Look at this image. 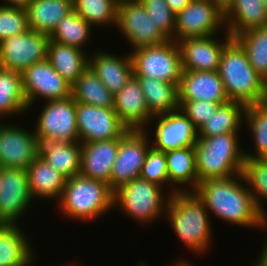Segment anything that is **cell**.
I'll return each mask as SVG.
<instances>
[{"label":"cell","mask_w":267,"mask_h":266,"mask_svg":"<svg viewBox=\"0 0 267 266\" xmlns=\"http://www.w3.org/2000/svg\"><path fill=\"white\" fill-rule=\"evenodd\" d=\"M193 192L217 219L245 228L267 227L243 174L200 182Z\"/></svg>","instance_id":"cell-1"},{"label":"cell","mask_w":267,"mask_h":266,"mask_svg":"<svg viewBox=\"0 0 267 266\" xmlns=\"http://www.w3.org/2000/svg\"><path fill=\"white\" fill-rule=\"evenodd\" d=\"M165 215L176 236L191 253L202 254L209 250L213 233L212 214L194 192L170 195Z\"/></svg>","instance_id":"cell-2"},{"label":"cell","mask_w":267,"mask_h":266,"mask_svg":"<svg viewBox=\"0 0 267 266\" xmlns=\"http://www.w3.org/2000/svg\"><path fill=\"white\" fill-rule=\"evenodd\" d=\"M239 133L198 138L194 146L198 183L242 174L245 155Z\"/></svg>","instance_id":"cell-3"},{"label":"cell","mask_w":267,"mask_h":266,"mask_svg":"<svg viewBox=\"0 0 267 266\" xmlns=\"http://www.w3.org/2000/svg\"><path fill=\"white\" fill-rule=\"evenodd\" d=\"M218 72L229 101L245 106L266 101L263 78L251 66L245 51L234 39L221 53Z\"/></svg>","instance_id":"cell-4"},{"label":"cell","mask_w":267,"mask_h":266,"mask_svg":"<svg viewBox=\"0 0 267 266\" xmlns=\"http://www.w3.org/2000/svg\"><path fill=\"white\" fill-rule=\"evenodd\" d=\"M113 197L114 192L107 183L79 174L66 179L57 206L65 217L87 222L115 209Z\"/></svg>","instance_id":"cell-5"},{"label":"cell","mask_w":267,"mask_h":266,"mask_svg":"<svg viewBox=\"0 0 267 266\" xmlns=\"http://www.w3.org/2000/svg\"><path fill=\"white\" fill-rule=\"evenodd\" d=\"M163 188L140 177L135 178L114 191L113 207H119L122 213L124 211L143 225L156 222L164 216L170 198Z\"/></svg>","instance_id":"cell-6"},{"label":"cell","mask_w":267,"mask_h":266,"mask_svg":"<svg viewBox=\"0 0 267 266\" xmlns=\"http://www.w3.org/2000/svg\"><path fill=\"white\" fill-rule=\"evenodd\" d=\"M130 55L135 77H150L179 86L182 66L180 49L175 40L138 48Z\"/></svg>","instance_id":"cell-7"},{"label":"cell","mask_w":267,"mask_h":266,"mask_svg":"<svg viewBox=\"0 0 267 266\" xmlns=\"http://www.w3.org/2000/svg\"><path fill=\"white\" fill-rule=\"evenodd\" d=\"M226 29L224 8L215 0H191L175 17L174 40L207 37ZM220 29V30H219Z\"/></svg>","instance_id":"cell-8"},{"label":"cell","mask_w":267,"mask_h":266,"mask_svg":"<svg viewBox=\"0 0 267 266\" xmlns=\"http://www.w3.org/2000/svg\"><path fill=\"white\" fill-rule=\"evenodd\" d=\"M147 130H127L119 138L117 157L110 176V189L114 192L122 185L140 176L142 165L151 147Z\"/></svg>","instance_id":"cell-9"},{"label":"cell","mask_w":267,"mask_h":266,"mask_svg":"<svg viewBox=\"0 0 267 266\" xmlns=\"http://www.w3.org/2000/svg\"><path fill=\"white\" fill-rule=\"evenodd\" d=\"M34 127L39 142L45 140L79 141L76 121V102L72 96L61 100L45 101ZM46 104V105H45Z\"/></svg>","instance_id":"cell-10"},{"label":"cell","mask_w":267,"mask_h":266,"mask_svg":"<svg viewBox=\"0 0 267 266\" xmlns=\"http://www.w3.org/2000/svg\"><path fill=\"white\" fill-rule=\"evenodd\" d=\"M116 28L122 32L132 50L157 46L168 40L148 17L139 0L118 4Z\"/></svg>","instance_id":"cell-11"},{"label":"cell","mask_w":267,"mask_h":266,"mask_svg":"<svg viewBox=\"0 0 267 266\" xmlns=\"http://www.w3.org/2000/svg\"><path fill=\"white\" fill-rule=\"evenodd\" d=\"M49 36L31 29L0 43V67L23 72L34 63L47 59Z\"/></svg>","instance_id":"cell-12"},{"label":"cell","mask_w":267,"mask_h":266,"mask_svg":"<svg viewBox=\"0 0 267 266\" xmlns=\"http://www.w3.org/2000/svg\"><path fill=\"white\" fill-rule=\"evenodd\" d=\"M32 201L27 171L0 167V225H18Z\"/></svg>","instance_id":"cell-13"},{"label":"cell","mask_w":267,"mask_h":266,"mask_svg":"<svg viewBox=\"0 0 267 266\" xmlns=\"http://www.w3.org/2000/svg\"><path fill=\"white\" fill-rule=\"evenodd\" d=\"M22 87L28 110L39 99L61 100L71 96V85L46 59L34 63L22 73Z\"/></svg>","instance_id":"cell-14"},{"label":"cell","mask_w":267,"mask_h":266,"mask_svg":"<svg viewBox=\"0 0 267 266\" xmlns=\"http://www.w3.org/2000/svg\"><path fill=\"white\" fill-rule=\"evenodd\" d=\"M76 121L81 144L120 138L128 130L113 107L76 103Z\"/></svg>","instance_id":"cell-15"},{"label":"cell","mask_w":267,"mask_h":266,"mask_svg":"<svg viewBox=\"0 0 267 266\" xmlns=\"http://www.w3.org/2000/svg\"><path fill=\"white\" fill-rule=\"evenodd\" d=\"M10 124L0 123V167L26 170L39 155V141L34 130Z\"/></svg>","instance_id":"cell-16"},{"label":"cell","mask_w":267,"mask_h":266,"mask_svg":"<svg viewBox=\"0 0 267 266\" xmlns=\"http://www.w3.org/2000/svg\"><path fill=\"white\" fill-rule=\"evenodd\" d=\"M153 123H155L153 125L155 126V130H153L155 139H153L154 142L151 141V146L155 150L168 152L195 146L197 142L198 129L180 108L153 117L149 125Z\"/></svg>","instance_id":"cell-17"},{"label":"cell","mask_w":267,"mask_h":266,"mask_svg":"<svg viewBox=\"0 0 267 266\" xmlns=\"http://www.w3.org/2000/svg\"><path fill=\"white\" fill-rule=\"evenodd\" d=\"M224 33L226 34L221 40H217V34H213L178 41L182 70L218 71L221 53L233 39L227 31Z\"/></svg>","instance_id":"cell-18"},{"label":"cell","mask_w":267,"mask_h":266,"mask_svg":"<svg viewBox=\"0 0 267 266\" xmlns=\"http://www.w3.org/2000/svg\"><path fill=\"white\" fill-rule=\"evenodd\" d=\"M113 108L128 130H152L149 123L153 116L148 109L139 81L134 75L114 96Z\"/></svg>","instance_id":"cell-19"},{"label":"cell","mask_w":267,"mask_h":266,"mask_svg":"<svg viewBox=\"0 0 267 266\" xmlns=\"http://www.w3.org/2000/svg\"><path fill=\"white\" fill-rule=\"evenodd\" d=\"M178 100H205L224 104L229 98L218 71L182 70Z\"/></svg>","instance_id":"cell-20"},{"label":"cell","mask_w":267,"mask_h":266,"mask_svg":"<svg viewBox=\"0 0 267 266\" xmlns=\"http://www.w3.org/2000/svg\"><path fill=\"white\" fill-rule=\"evenodd\" d=\"M115 55L98 49L88 56V66L114 96L134 75L130 53Z\"/></svg>","instance_id":"cell-21"},{"label":"cell","mask_w":267,"mask_h":266,"mask_svg":"<svg viewBox=\"0 0 267 266\" xmlns=\"http://www.w3.org/2000/svg\"><path fill=\"white\" fill-rule=\"evenodd\" d=\"M119 138L81 144L80 175L107 183L117 157Z\"/></svg>","instance_id":"cell-22"},{"label":"cell","mask_w":267,"mask_h":266,"mask_svg":"<svg viewBox=\"0 0 267 266\" xmlns=\"http://www.w3.org/2000/svg\"><path fill=\"white\" fill-rule=\"evenodd\" d=\"M226 30L232 37L267 26V8L262 0H230L224 7Z\"/></svg>","instance_id":"cell-23"},{"label":"cell","mask_w":267,"mask_h":266,"mask_svg":"<svg viewBox=\"0 0 267 266\" xmlns=\"http://www.w3.org/2000/svg\"><path fill=\"white\" fill-rule=\"evenodd\" d=\"M165 155L167 159L168 179L173 187V189L170 188L171 190L168 193L172 195L176 192H193L199 184L194 146L171 150L165 152ZM185 185H187L186 188L189 185L191 189L189 187L186 189Z\"/></svg>","instance_id":"cell-24"},{"label":"cell","mask_w":267,"mask_h":266,"mask_svg":"<svg viewBox=\"0 0 267 266\" xmlns=\"http://www.w3.org/2000/svg\"><path fill=\"white\" fill-rule=\"evenodd\" d=\"M33 201L36 198L54 199L58 202L66 183V177L52 168L39 155L26 169Z\"/></svg>","instance_id":"cell-25"},{"label":"cell","mask_w":267,"mask_h":266,"mask_svg":"<svg viewBox=\"0 0 267 266\" xmlns=\"http://www.w3.org/2000/svg\"><path fill=\"white\" fill-rule=\"evenodd\" d=\"M39 156L66 178L81 171V143L45 140L39 142Z\"/></svg>","instance_id":"cell-26"},{"label":"cell","mask_w":267,"mask_h":266,"mask_svg":"<svg viewBox=\"0 0 267 266\" xmlns=\"http://www.w3.org/2000/svg\"><path fill=\"white\" fill-rule=\"evenodd\" d=\"M18 226L0 225V266H32L36 259L33 244Z\"/></svg>","instance_id":"cell-27"},{"label":"cell","mask_w":267,"mask_h":266,"mask_svg":"<svg viewBox=\"0 0 267 266\" xmlns=\"http://www.w3.org/2000/svg\"><path fill=\"white\" fill-rule=\"evenodd\" d=\"M87 52L89 51H83L49 39L47 60L63 79L72 86L88 67L89 55Z\"/></svg>","instance_id":"cell-28"},{"label":"cell","mask_w":267,"mask_h":266,"mask_svg":"<svg viewBox=\"0 0 267 266\" xmlns=\"http://www.w3.org/2000/svg\"><path fill=\"white\" fill-rule=\"evenodd\" d=\"M26 10L29 29L49 36L59 21L73 11V0H33Z\"/></svg>","instance_id":"cell-29"},{"label":"cell","mask_w":267,"mask_h":266,"mask_svg":"<svg viewBox=\"0 0 267 266\" xmlns=\"http://www.w3.org/2000/svg\"><path fill=\"white\" fill-rule=\"evenodd\" d=\"M153 117L179 108L178 87L150 77H136Z\"/></svg>","instance_id":"cell-30"},{"label":"cell","mask_w":267,"mask_h":266,"mask_svg":"<svg viewBox=\"0 0 267 266\" xmlns=\"http://www.w3.org/2000/svg\"><path fill=\"white\" fill-rule=\"evenodd\" d=\"M245 109L244 104L236 101L221 104L216 113L198 129V138L241 132Z\"/></svg>","instance_id":"cell-31"},{"label":"cell","mask_w":267,"mask_h":266,"mask_svg":"<svg viewBox=\"0 0 267 266\" xmlns=\"http://www.w3.org/2000/svg\"><path fill=\"white\" fill-rule=\"evenodd\" d=\"M28 111L21 72L0 67V119Z\"/></svg>","instance_id":"cell-32"},{"label":"cell","mask_w":267,"mask_h":266,"mask_svg":"<svg viewBox=\"0 0 267 266\" xmlns=\"http://www.w3.org/2000/svg\"><path fill=\"white\" fill-rule=\"evenodd\" d=\"M71 96L76 103L97 107H114V95L103 85L88 66L71 86Z\"/></svg>","instance_id":"cell-33"},{"label":"cell","mask_w":267,"mask_h":266,"mask_svg":"<svg viewBox=\"0 0 267 266\" xmlns=\"http://www.w3.org/2000/svg\"><path fill=\"white\" fill-rule=\"evenodd\" d=\"M92 29V26L73 10L59 21L49 39L85 51L86 43L92 38Z\"/></svg>","instance_id":"cell-34"},{"label":"cell","mask_w":267,"mask_h":266,"mask_svg":"<svg viewBox=\"0 0 267 266\" xmlns=\"http://www.w3.org/2000/svg\"><path fill=\"white\" fill-rule=\"evenodd\" d=\"M233 39L243 48L254 70L264 78L267 75V26L247 30Z\"/></svg>","instance_id":"cell-35"},{"label":"cell","mask_w":267,"mask_h":266,"mask_svg":"<svg viewBox=\"0 0 267 266\" xmlns=\"http://www.w3.org/2000/svg\"><path fill=\"white\" fill-rule=\"evenodd\" d=\"M118 2L116 0H73V10L89 25H117Z\"/></svg>","instance_id":"cell-36"},{"label":"cell","mask_w":267,"mask_h":266,"mask_svg":"<svg viewBox=\"0 0 267 266\" xmlns=\"http://www.w3.org/2000/svg\"><path fill=\"white\" fill-rule=\"evenodd\" d=\"M244 119L256 150L255 154L244 151L245 159L267 158V103L246 106Z\"/></svg>","instance_id":"cell-37"},{"label":"cell","mask_w":267,"mask_h":266,"mask_svg":"<svg viewBox=\"0 0 267 266\" xmlns=\"http://www.w3.org/2000/svg\"><path fill=\"white\" fill-rule=\"evenodd\" d=\"M242 174L253 195L258 213L267 223V213L264 209V201L267 202V158L245 159Z\"/></svg>","instance_id":"cell-38"},{"label":"cell","mask_w":267,"mask_h":266,"mask_svg":"<svg viewBox=\"0 0 267 266\" xmlns=\"http://www.w3.org/2000/svg\"><path fill=\"white\" fill-rule=\"evenodd\" d=\"M148 17L168 39L174 40L176 14L170 9L166 0H139Z\"/></svg>","instance_id":"cell-39"},{"label":"cell","mask_w":267,"mask_h":266,"mask_svg":"<svg viewBox=\"0 0 267 266\" xmlns=\"http://www.w3.org/2000/svg\"><path fill=\"white\" fill-rule=\"evenodd\" d=\"M27 30L29 26L26 9L0 4V43Z\"/></svg>","instance_id":"cell-40"},{"label":"cell","mask_w":267,"mask_h":266,"mask_svg":"<svg viewBox=\"0 0 267 266\" xmlns=\"http://www.w3.org/2000/svg\"><path fill=\"white\" fill-rule=\"evenodd\" d=\"M140 178L147 180L151 183L159 185L160 187L165 186L164 184L169 183L168 171H167V159L165 152L155 150L152 146L149 148L145 158V162L142 165Z\"/></svg>","instance_id":"cell-41"},{"label":"cell","mask_w":267,"mask_h":266,"mask_svg":"<svg viewBox=\"0 0 267 266\" xmlns=\"http://www.w3.org/2000/svg\"><path fill=\"white\" fill-rule=\"evenodd\" d=\"M180 110L199 129L221 105L220 103L207 102L205 100H178Z\"/></svg>","instance_id":"cell-42"},{"label":"cell","mask_w":267,"mask_h":266,"mask_svg":"<svg viewBox=\"0 0 267 266\" xmlns=\"http://www.w3.org/2000/svg\"><path fill=\"white\" fill-rule=\"evenodd\" d=\"M166 2L170 9L177 14L183 10L191 2V0H166Z\"/></svg>","instance_id":"cell-43"},{"label":"cell","mask_w":267,"mask_h":266,"mask_svg":"<svg viewBox=\"0 0 267 266\" xmlns=\"http://www.w3.org/2000/svg\"><path fill=\"white\" fill-rule=\"evenodd\" d=\"M4 6L19 7L26 9L33 0H4Z\"/></svg>","instance_id":"cell-44"},{"label":"cell","mask_w":267,"mask_h":266,"mask_svg":"<svg viewBox=\"0 0 267 266\" xmlns=\"http://www.w3.org/2000/svg\"><path fill=\"white\" fill-rule=\"evenodd\" d=\"M255 266H267V239H265L258 261L255 262Z\"/></svg>","instance_id":"cell-45"},{"label":"cell","mask_w":267,"mask_h":266,"mask_svg":"<svg viewBox=\"0 0 267 266\" xmlns=\"http://www.w3.org/2000/svg\"><path fill=\"white\" fill-rule=\"evenodd\" d=\"M170 266H193V265L190 263L189 259L188 261L187 259L186 260L179 259L177 262H174L173 265Z\"/></svg>","instance_id":"cell-46"},{"label":"cell","mask_w":267,"mask_h":266,"mask_svg":"<svg viewBox=\"0 0 267 266\" xmlns=\"http://www.w3.org/2000/svg\"><path fill=\"white\" fill-rule=\"evenodd\" d=\"M218 4H220L223 8L230 2V0H215Z\"/></svg>","instance_id":"cell-47"},{"label":"cell","mask_w":267,"mask_h":266,"mask_svg":"<svg viewBox=\"0 0 267 266\" xmlns=\"http://www.w3.org/2000/svg\"><path fill=\"white\" fill-rule=\"evenodd\" d=\"M263 84H264V87L267 91V75L263 78Z\"/></svg>","instance_id":"cell-48"},{"label":"cell","mask_w":267,"mask_h":266,"mask_svg":"<svg viewBox=\"0 0 267 266\" xmlns=\"http://www.w3.org/2000/svg\"><path fill=\"white\" fill-rule=\"evenodd\" d=\"M118 3L125 2V1H135V0H116Z\"/></svg>","instance_id":"cell-49"},{"label":"cell","mask_w":267,"mask_h":266,"mask_svg":"<svg viewBox=\"0 0 267 266\" xmlns=\"http://www.w3.org/2000/svg\"><path fill=\"white\" fill-rule=\"evenodd\" d=\"M75 264H76V263H74V264H69V263H68V265L65 264V266H78V265H75ZM57 266H58V265H57ZM61 266H63V265H61Z\"/></svg>","instance_id":"cell-50"},{"label":"cell","mask_w":267,"mask_h":266,"mask_svg":"<svg viewBox=\"0 0 267 266\" xmlns=\"http://www.w3.org/2000/svg\"><path fill=\"white\" fill-rule=\"evenodd\" d=\"M262 1L264 3L265 7L267 8V0H262Z\"/></svg>","instance_id":"cell-51"}]
</instances>
